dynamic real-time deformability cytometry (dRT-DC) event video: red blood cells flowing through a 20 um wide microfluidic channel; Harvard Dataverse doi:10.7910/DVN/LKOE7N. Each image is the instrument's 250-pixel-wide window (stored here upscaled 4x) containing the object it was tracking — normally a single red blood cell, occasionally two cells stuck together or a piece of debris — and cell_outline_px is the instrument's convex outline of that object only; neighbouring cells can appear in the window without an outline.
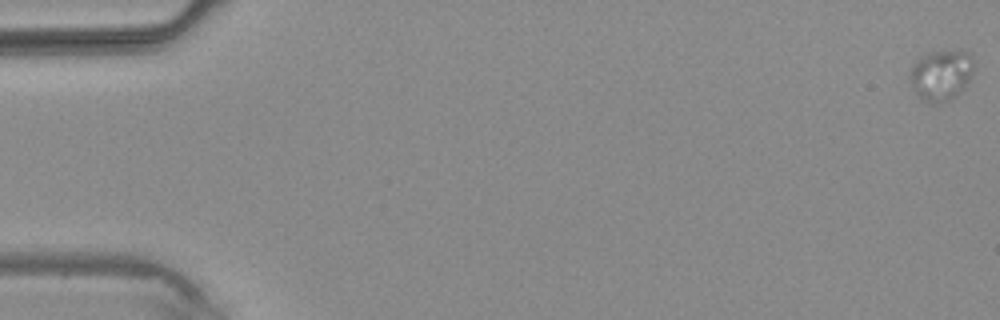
{"species": "common noctule bat (a hibernating species)", "species_latin": "Nyctalus noctula", "temperature_condition": "warm", "stored_images_in_passage": 4, "camera_frame_rate_fps": 3000, "um_per_image_px": 0.085, "animal": {"sex": "male", "body_mass_g": 20.4}, "frame": {"image": 1, "passage_image": 4, "time_ms": 4.333, "image_size_px": [1000, 320], "cell_outline_px": [[972, 72], [968, 84], [956, 96], [948, 100], [936, 104], [920, 100], [908, 76], [908, 72], [912, 64], [920, 56], [928, 52], [968, 52], [972, 56]], "centroid_in_image_um": [79.95, 6.4], "position_along_channel_um": 5.0, "area_um2": 18.84}}